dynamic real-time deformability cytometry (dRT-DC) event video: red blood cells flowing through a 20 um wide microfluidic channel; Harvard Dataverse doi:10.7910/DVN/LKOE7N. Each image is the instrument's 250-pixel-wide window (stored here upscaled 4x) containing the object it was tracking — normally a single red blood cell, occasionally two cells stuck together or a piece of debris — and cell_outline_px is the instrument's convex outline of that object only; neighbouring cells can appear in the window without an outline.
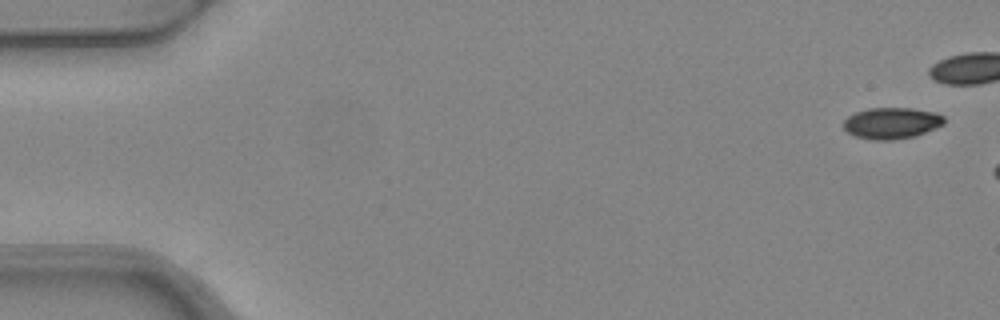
{"species": "common noctule bat (a hibernating species)", "species_latin": "Nyctalus noctula", "temperature_condition": "warm", "stored_images_in_passage": 3, "camera_frame_rate_fps": 3000, "um_per_image_px": 0.085, "animal": {"sex": "female", "body_mass_g": 24.6, "forearm_length_mm": 56.2}, "frame": {"image": 1, "passage_image": 1, "time_ms": 0.0, "image_size_px": [1000, 320], "cell_outline_px": [[944, 124], [916, 136], [892, 140], [872, 140], [856, 136], [848, 132], [844, 128], [844, 120], [848, 116], [856, 112], [868, 108], [912, 108], [936, 112], [944, 116]], "centroid_in_image_um": [75.8, 10.46], "position_along_channel_um": 9.2, "area_um2": 18.38}}